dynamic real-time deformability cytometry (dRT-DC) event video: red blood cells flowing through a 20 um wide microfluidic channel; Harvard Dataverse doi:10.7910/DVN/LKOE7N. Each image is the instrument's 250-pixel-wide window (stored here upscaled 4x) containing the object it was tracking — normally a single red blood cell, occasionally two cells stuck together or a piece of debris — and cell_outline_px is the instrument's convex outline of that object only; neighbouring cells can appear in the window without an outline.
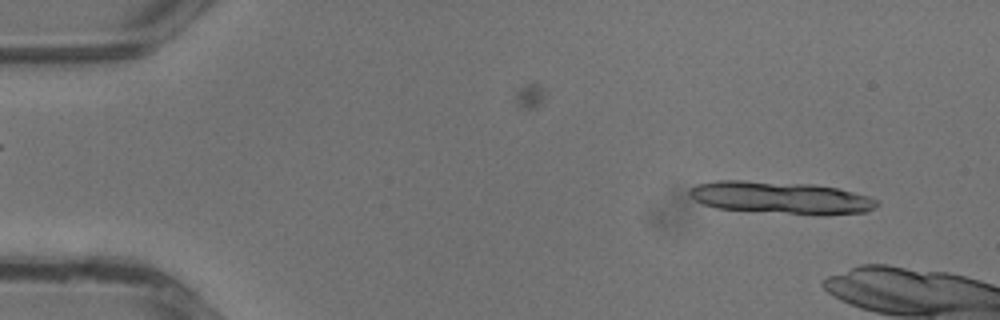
{"species": "common noctule bat (a hibernating species)", "species_latin": "Nyctalus noctula", "temperature_condition": "warm", "stored_images_in_passage": 14, "camera_frame_rate_fps": 3000, "um_per_image_px": 0.085, "animal": {"sex": "male", "body_mass_g": 13.3}, "frame": {"image": 1, "passage_image": 3, "time_ms": 0.667, "image_size_px": [1000, 320], "cell_outline_px": [[880, 204], [876, 208], [864, 212], [824, 216], [816, 216], [716, 208], [704, 204], [688, 196], [688, 188], [696, 184], [716, 180], [740, 180], [816, 184], [836, 188], [868, 196], [880, 200]], "centroid_in_image_um": [66.39, 16.81], "position_along_channel_um": 18.6, "area_um2": 36.01}}
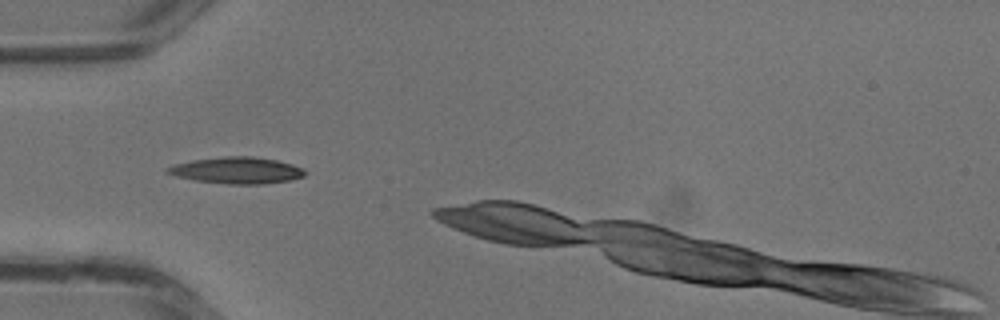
{"frame": {"image": 2, "passage_image": 12, "time_ms": 3.667, "image_size_px": [1000, 320], "cell_outline_px": [[308, 172], [304, 176], [288, 180], [264, 184], [228, 184], [196, 180], [176, 176], [164, 172], [164, 168], [176, 164], [192, 160], [224, 156], [252, 156], [276, 160], [292, 164], [304, 168]], "centroid_in_image_um": [20.14, 14.47], "position_along_channel_um": 64.9, "area_um2": 21.27}}